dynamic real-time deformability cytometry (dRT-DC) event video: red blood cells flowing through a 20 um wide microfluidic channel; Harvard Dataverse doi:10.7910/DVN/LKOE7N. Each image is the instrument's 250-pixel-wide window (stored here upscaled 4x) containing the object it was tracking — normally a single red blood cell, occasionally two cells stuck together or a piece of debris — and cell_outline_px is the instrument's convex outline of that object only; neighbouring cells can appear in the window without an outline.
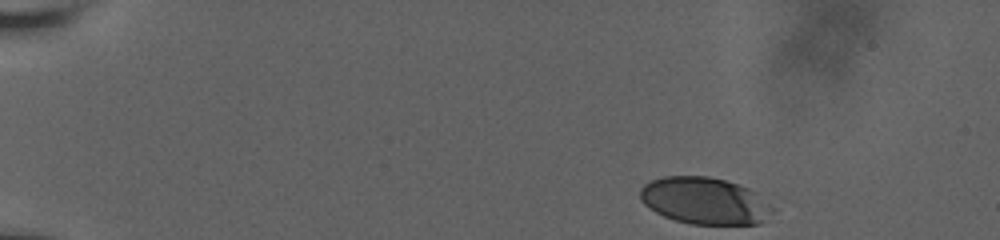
{"species": "human", "species_latin": "Homo sapiens", "temperature_condition": "room temperature", "stored_images_in_passage": 43, "camera_frame_rate_fps": 3000, "um_per_image_px": 0.085, "donor": {"sex": "male"}, "frame": {"image": 1, "passage_image": 1, "time_ms": 0.0, "image_size_px": [1000, 240], "cell_outline_px": [[776, 208], [760, 224], [692, 224], [676, 220], [664, 216], [656, 212], [644, 204], [640, 200], [640, 188], [644, 184], [652, 180], [664, 176], [708, 176], [724, 180], [748, 188]], "centroid_in_image_um": [59.88, 17.07], "position_along_channel_um": 25.1, "area_um2": 36.01}}
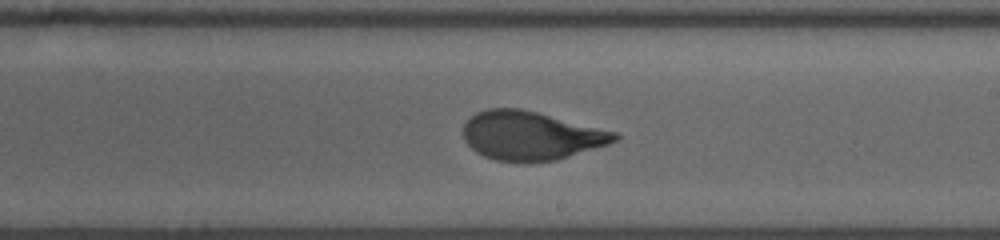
{"frame": {"image": 2, "passage_image": 28, "time_ms": 9.0, "image_size_px": [1000, 240], "cell_outline_px": [[620, 136], [616, 140], [608, 144], [556, 160], [496, 160], [484, 156], [476, 152], [464, 140], [464, 124], [476, 112], [488, 108], [520, 108], [616, 132]], "centroid_in_image_um": [45.1, 11.51], "position_along_channel_um": 243.9, "area_um2": 42.08}}
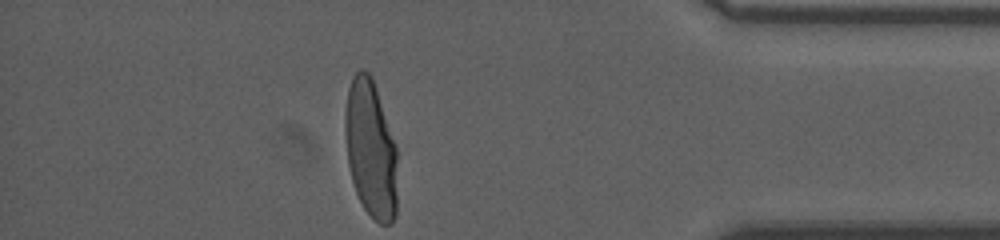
{"frame": {"image": 3, "passage_image": 43, "time_ms": 14.0, "image_size_px": [1000, 240], "cell_outline_px": [[396, 216], [392, 224], [380, 224], [364, 208], [356, 192], [352, 180], [348, 164], [344, 128], [344, 116], [348, 88], [352, 76], [360, 68], [364, 68], [372, 76], [396, 144]], "centroid_in_image_um": [31.5, 12.63], "position_along_channel_um": 403.7, "area_um2": 42.19}, "authors_computed_cell_mechanics": {"area_um2": 42.4252, "velocity_mm_per_s": 3.7973, "shape_relaxation_time_tau1_ms": 5.2977, "shape_relaxation_time_tau2_ms": null, "deformation_change_tau1": 0.2118, "deformation_change_tau2": null}}